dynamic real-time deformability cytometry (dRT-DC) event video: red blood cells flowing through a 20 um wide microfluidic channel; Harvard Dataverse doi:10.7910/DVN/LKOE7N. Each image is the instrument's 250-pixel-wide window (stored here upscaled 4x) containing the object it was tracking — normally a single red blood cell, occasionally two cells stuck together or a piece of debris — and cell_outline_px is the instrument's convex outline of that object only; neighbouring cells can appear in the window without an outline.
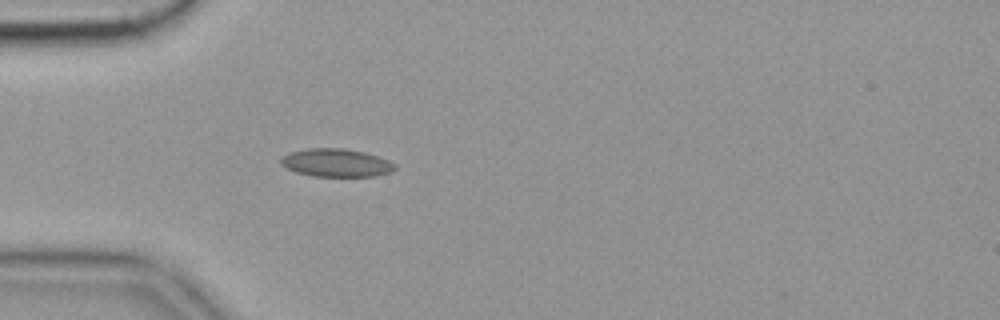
{"species": "common noctule bat (a hibernating species)", "species_latin": "Nyctalus noctula", "temperature_condition": "cold", "stored_images_in_passage": 11, "camera_frame_rate_fps": 3000, "um_per_image_px": 0.085, "animal": {"sex": "female", "body_mass_g": 19.9}, "frame": {"image": 1, "passage_image": 1, "time_ms": 0.0, "image_size_px": [1000, 320], "cell_outline_px": [[396, 168], [392, 172], [376, 176], [312, 176], [296, 172], [280, 164], [280, 156], [288, 152], [308, 148], [344, 148], [364, 152], [388, 160], [396, 164]], "centroid_in_image_um": [28.56, 13.83], "position_along_channel_um": 56.4, "area_um2": 18.79}}